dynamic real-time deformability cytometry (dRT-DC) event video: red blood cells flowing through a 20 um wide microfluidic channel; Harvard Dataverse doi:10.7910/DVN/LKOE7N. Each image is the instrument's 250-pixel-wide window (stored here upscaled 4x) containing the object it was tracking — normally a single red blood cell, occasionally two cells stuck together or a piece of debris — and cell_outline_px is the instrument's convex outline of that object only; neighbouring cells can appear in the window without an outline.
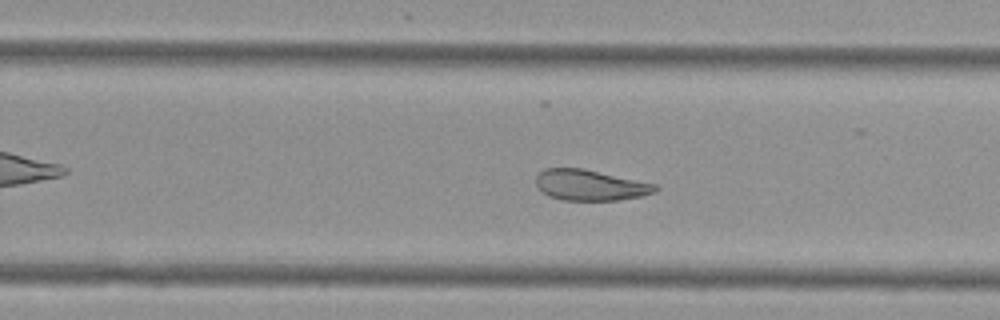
{"species": "Egyptian fruit bat (a non-hibernating species)", "species_latin": "Rousettus aegyptiacus", "temperature_condition": "cold", "stored_images_in_passage": 29, "segment_of_instrument_passage": [2, 2], "camera_frame_rate_fps": 3000, "um_per_image_px": 0.085, "animal": {"sex": "female"}, "frame": {"image": 1, "passage_image": 14, "time_ms": 4.333, "image_size_px": [1000, 320], "cell_outline_px": [[660, 188], [656, 192], [640, 196], [620, 200], [560, 200], [548, 196], [536, 188], [536, 176], [544, 168], [584, 168], [656, 184]], "centroid_in_image_um": [50.14, 15.73], "position_along_channel_um": 279.7, "area_um2": 21.62}}